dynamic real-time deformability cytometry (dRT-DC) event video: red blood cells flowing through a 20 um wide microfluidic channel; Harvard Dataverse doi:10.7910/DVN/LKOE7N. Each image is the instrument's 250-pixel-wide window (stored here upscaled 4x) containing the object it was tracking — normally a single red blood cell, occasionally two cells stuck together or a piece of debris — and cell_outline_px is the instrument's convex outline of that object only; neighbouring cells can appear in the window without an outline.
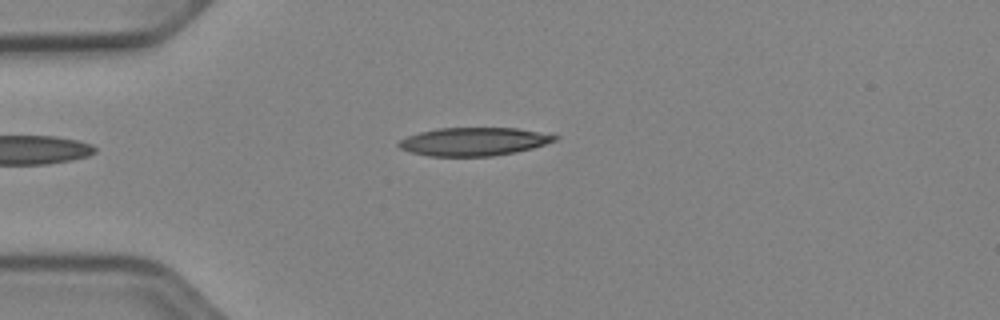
{"species": "Egyptian fruit bat (a non-hibernating species)", "species_latin": "Rousettus aegyptiacus", "temperature_condition": "cold", "stored_images_in_passage": 35, "camera_frame_rate_fps": 3000, "um_per_image_px": 0.085, "animal": {"sex": "female"}, "frame": {"image": 1, "passage_image": 1, "time_ms": 0.0, "image_size_px": [1000, 320], "cell_outline_px": [[560, 136], [556, 140], [532, 148], [516, 152], [492, 156], [428, 156], [412, 152], [400, 148], [396, 144], [400, 140], [408, 136], [420, 132], [440, 128], [516, 128]], "centroid_in_image_um": [40.26, 12.04], "position_along_channel_um": 44.7, "area_um2": 25.43}}
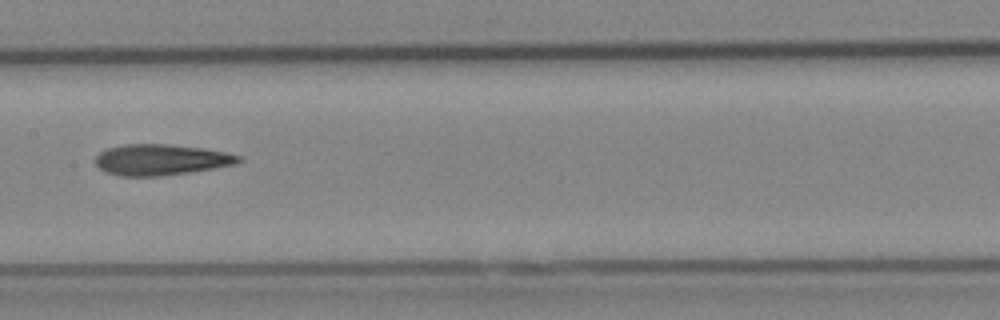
{"frame": {"image": 2, "passage_image": 14, "time_ms": 4.333, "image_size_px": [1000, 320], "cell_outline_px": [[244, 160], [236, 164], [188, 172], [160, 176], [120, 176], [104, 172], [96, 164], [96, 156], [100, 152], [108, 148], [124, 144], [168, 144], [204, 148], [224, 152], [240, 156]], "centroid_in_image_um": [13.67, 13.57], "position_along_channel_um": 193.7, "area_um2": 25.72}}
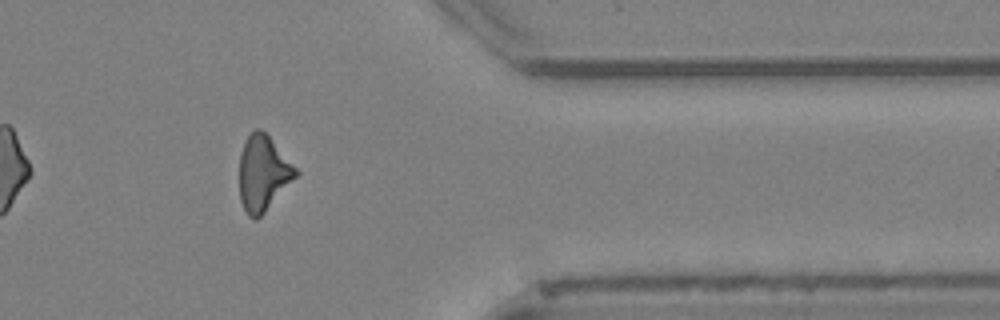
{"frame": {"image": 3, "passage_image": 30, "time_ms": 9.667, "image_size_px": [1000, 320], "cell_outline_px": [[300, 172], [264, 212], [256, 220], [252, 220], [248, 216], [240, 200], [240, 152], [248, 136], [256, 128], [260, 128], [268, 136]], "centroid_in_image_um": [22.34, 14.74], "position_along_channel_um": 389.1, "area_um2": 24.22}, "authors_computed_cell_mechanics": {"area_um2": 25.432, "velocity_mm_per_s": 3.9649, "shape_relaxation_time_tau1_ms": null, "shape_relaxation_time_tau2_ms": 7.3683, "deformation_change_tau1": null, "deformation_change_tau2": 0.22}}